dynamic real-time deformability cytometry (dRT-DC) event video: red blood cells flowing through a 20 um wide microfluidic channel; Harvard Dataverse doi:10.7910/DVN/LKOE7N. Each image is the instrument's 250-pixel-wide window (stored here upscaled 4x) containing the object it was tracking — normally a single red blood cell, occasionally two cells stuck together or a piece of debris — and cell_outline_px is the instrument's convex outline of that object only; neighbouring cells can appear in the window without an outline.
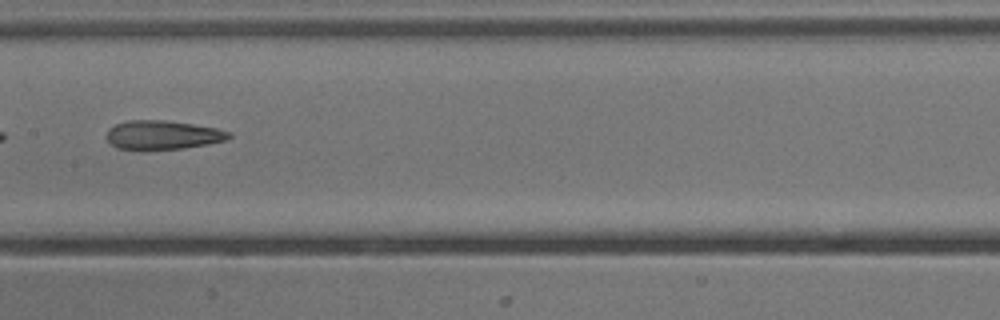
{"species": "common noctule bat (a hibernating species)", "species_latin": "Nyctalus noctula", "temperature_condition": "cold", "stored_images_in_passage": 7, "camera_frame_rate_fps": 3000, "um_per_image_px": 0.085, "animal": {"sex": "male", "body_mass_g": 13.3}, "frame": {"image": 1, "passage_image": 7, "time_ms": 7.0, "image_size_px": [1000, 320], "cell_outline_px": [[232, 136], [228, 140], [208, 144], [184, 148], [116, 148], [104, 136], [108, 128], [116, 124], [128, 120], [164, 120], [192, 124], [216, 128], [232, 132]], "centroid_in_image_um": [13.85, 11.45], "position_along_channel_um": 193.5, "area_um2": 20.4}}